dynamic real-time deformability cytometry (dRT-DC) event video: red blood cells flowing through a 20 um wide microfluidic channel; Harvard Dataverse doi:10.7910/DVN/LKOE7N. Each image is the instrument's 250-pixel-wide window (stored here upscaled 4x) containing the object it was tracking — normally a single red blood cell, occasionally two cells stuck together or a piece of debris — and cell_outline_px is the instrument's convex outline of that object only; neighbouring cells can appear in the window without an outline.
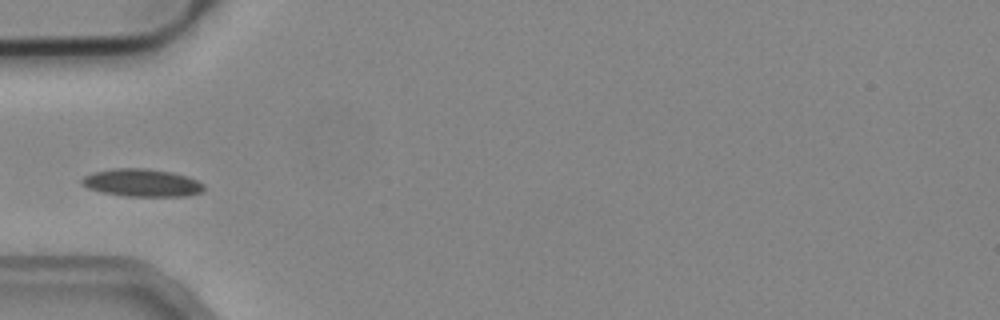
{"species": "common noctule bat (a hibernating species)", "species_latin": "Nyctalus noctula", "temperature_condition": "cold", "stored_images_in_passage": 3, "camera_frame_rate_fps": 3000, "um_per_image_px": 0.085, "animal": {"sex": "male", "body_mass_g": 19.2, "forearm_length_mm": 51.8}, "frame": {"image": 1, "passage_image": 2, "time_ms": 0.333, "image_size_px": [1000, 320], "cell_outline_px": [[204, 188], [200, 192], [188, 196], [124, 196], [104, 192], [88, 188], [80, 184], [80, 180], [84, 176], [92, 172], [112, 168], [148, 168], [172, 172], [188, 176], [204, 184]], "centroid_in_image_um": [12.04, 15.52], "position_along_channel_um": 73.0, "area_um2": 19.83}}